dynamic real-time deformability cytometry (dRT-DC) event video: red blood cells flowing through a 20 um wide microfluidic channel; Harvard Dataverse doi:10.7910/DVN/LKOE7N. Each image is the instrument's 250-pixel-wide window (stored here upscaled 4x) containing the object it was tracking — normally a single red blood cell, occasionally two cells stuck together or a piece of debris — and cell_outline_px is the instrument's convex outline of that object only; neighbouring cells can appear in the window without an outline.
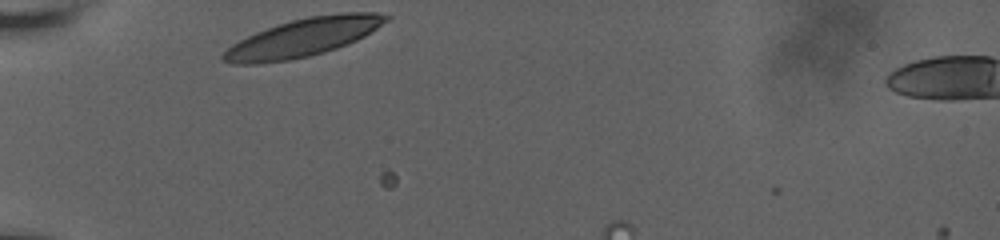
{"species": "human", "species_latin": "Homo sapiens", "temperature_condition": "room temperature", "stored_images_in_passage": 33, "camera_frame_rate_fps": 3000, "um_per_image_px": 0.085, "donor": {"sex": "male"}, "frame": {"image": 1, "passage_image": 1, "time_ms": 0.0, "image_size_px": [1000, 240], "cell_outline_px": [[392, 16], [388, 20], [364, 36], [348, 44], [324, 52], [308, 56], [288, 60], [256, 64], [232, 64], [220, 60], [220, 56], [232, 44], [256, 32], [292, 20], [308, 16], [340, 12], [376, 12]], "centroid_in_image_um": [25.76, 3.18], "position_along_channel_um": 59.2, "area_um2": 36.01}}
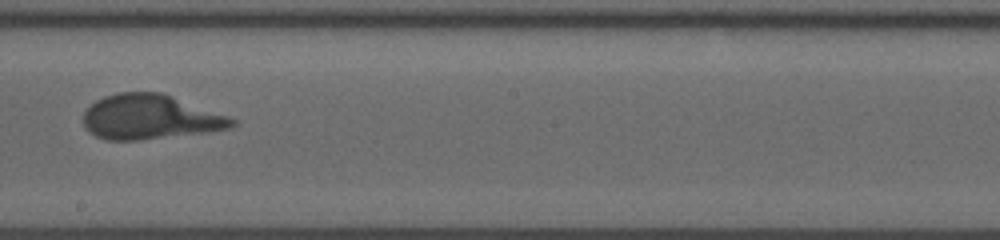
{"frame": {"image": 2, "passage_image": 13, "time_ms": 6.0, "image_size_px": [1000, 240], "cell_outline_px": [[236, 124], [232, 128], [208, 132], [140, 140], [108, 140], [96, 136], [88, 132], [84, 128], [84, 112], [96, 100], [104, 96], [116, 92], [160, 92], [172, 96], [228, 116], [236, 120]], "centroid_in_image_um": [12.75, 9.95], "position_along_channel_um": 235.5, "area_um2": 38.73}}
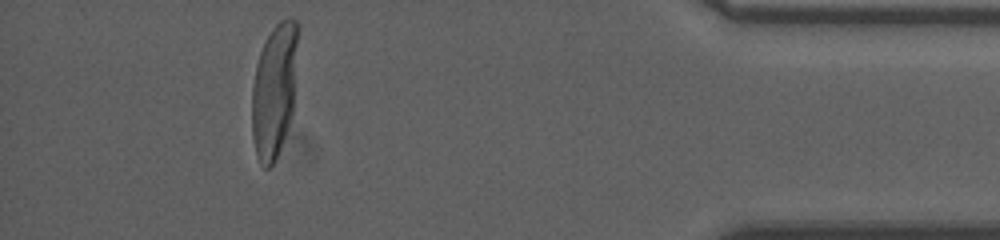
{"frame": {"image": 3, "passage_image": 29, "time_ms": 14.0, "image_size_px": [1000, 240], "cell_outline_px": [[296, 40], [292, 116], [280, 148], [272, 164], [268, 168], [264, 168], [260, 164], [256, 156], [252, 136], [252, 88], [256, 64], [260, 52], [272, 28], [280, 20], [288, 16], [296, 20]], "centroid_in_image_um": [23.27, 7.73], "position_along_channel_um": 411.9, "area_um2": 35.2}}